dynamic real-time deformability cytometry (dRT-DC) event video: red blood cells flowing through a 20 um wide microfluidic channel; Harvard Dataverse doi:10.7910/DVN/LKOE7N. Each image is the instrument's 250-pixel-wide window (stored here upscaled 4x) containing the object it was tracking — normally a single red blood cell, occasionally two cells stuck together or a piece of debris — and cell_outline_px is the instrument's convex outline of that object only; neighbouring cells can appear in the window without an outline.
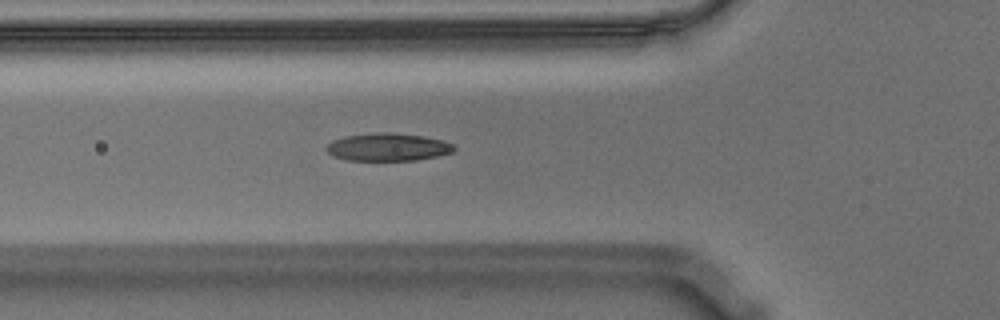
{"species": "Egyptian fruit bat (a non-hibernating species)", "species_latin": "Rousettus aegyptiacus", "temperature_condition": "warm", "stored_images_in_passage": 30, "camera_frame_rate_fps": 3000, "um_per_image_px": 0.085, "animal": {"sex": "male"}, "frame": {"image": 1, "passage_image": 9, "time_ms": 2.667, "image_size_px": [1000, 320], "cell_outline_px": [[456, 148], [452, 152], [436, 156], [416, 160], [348, 160], [332, 156], [324, 148], [332, 140], [348, 136], [376, 132], [384, 132], [424, 136], [444, 140], [452, 144]], "centroid_in_image_um": [32.96, 12.5], "position_along_channel_um": 92.8, "area_um2": 20.52}}